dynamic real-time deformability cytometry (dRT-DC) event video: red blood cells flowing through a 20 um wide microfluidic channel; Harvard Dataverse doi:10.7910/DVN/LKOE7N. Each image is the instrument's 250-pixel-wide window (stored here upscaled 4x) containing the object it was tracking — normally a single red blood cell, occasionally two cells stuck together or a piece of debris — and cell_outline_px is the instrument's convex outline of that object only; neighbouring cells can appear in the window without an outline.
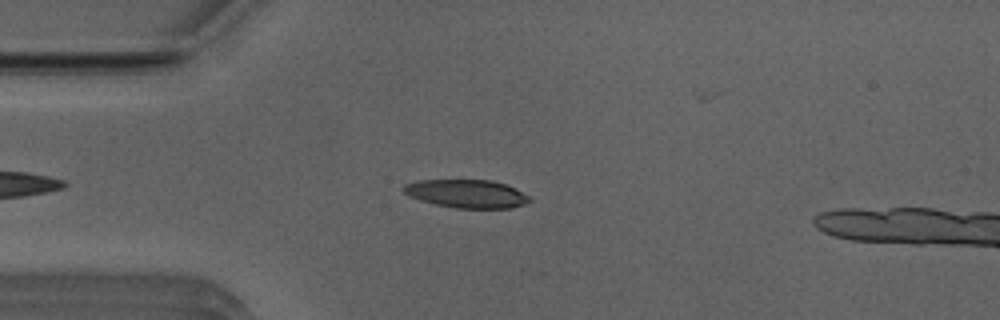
{"species": "Egyptian fruit bat (a non-hibernating species)", "species_latin": "Rousettus aegyptiacus", "temperature_condition": "room temperature", "stored_images_in_passage": 19, "camera_frame_rate_fps": 3000, "um_per_image_px": 0.085, "animal": {"sex": "male"}, "frame": {"image": 1, "passage_image": 8, "time_ms": 2.333, "image_size_px": [1000, 320], "cell_outline_px": [[532, 200], [524, 204], [512, 208], [456, 208], [436, 204], [420, 200], [408, 196], [404, 192], [404, 184], [420, 180], [492, 180], [516, 188], [528, 196]], "centroid_in_image_um": [39.68, 16.46], "position_along_channel_um": 45.3, "area_um2": 20.63}}
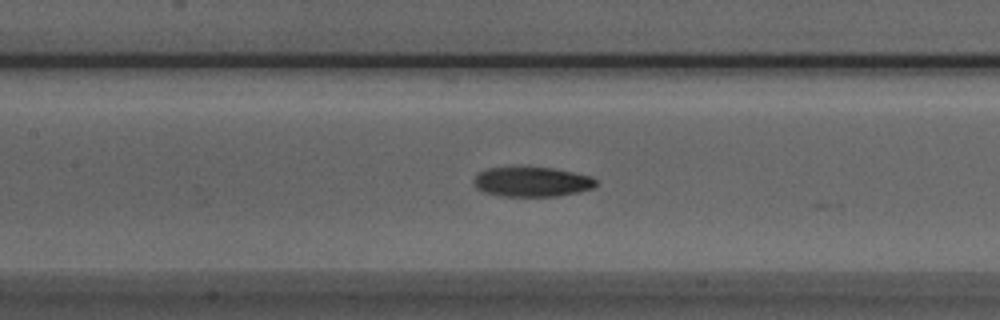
{"frame": {"image": 2, "passage_image": 18, "time_ms": 5.667, "image_size_px": [1000, 320], "cell_outline_px": [[596, 184], [592, 188], [580, 192], [556, 196], [500, 196], [484, 192], [476, 188], [472, 180], [480, 172], [488, 168], [552, 168], [592, 176], [596, 180]], "centroid_in_image_um": [45.21, 15.47], "position_along_channel_um": 162.2, "area_um2": 20.98}}